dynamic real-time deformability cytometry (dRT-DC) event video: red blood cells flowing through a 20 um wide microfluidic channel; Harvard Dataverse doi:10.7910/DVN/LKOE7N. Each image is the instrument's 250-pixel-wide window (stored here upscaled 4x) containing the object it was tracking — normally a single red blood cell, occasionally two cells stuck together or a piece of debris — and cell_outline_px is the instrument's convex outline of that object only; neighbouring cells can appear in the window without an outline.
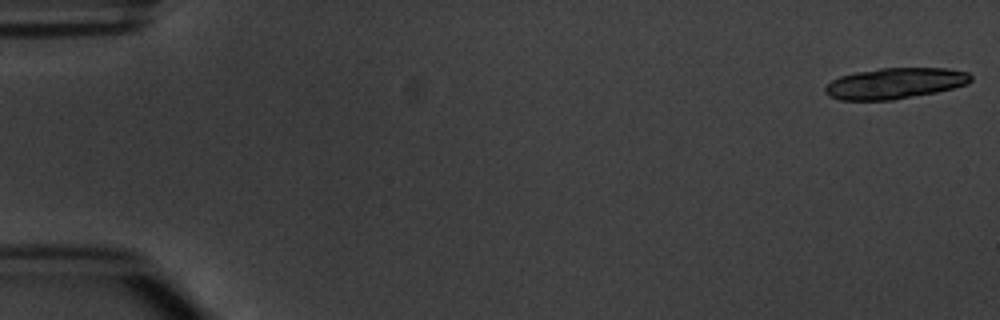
{"species": "common noctule bat (a hibernating species)", "species_latin": "Nyctalus noctula", "temperature_condition": "warm", "stored_images_in_passage": 5, "camera_frame_rate_fps": 3000, "um_per_image_px": 0.085, "animal": {"sex": "male", "body_mass_g": 20.1, "forearm_length_mm": 53.5}, "frame": {"image": 1, "passage_image": 1, "time_ms": 0.0, "image_size_px": [1000, 320], "cell_outline_px": [[972, 80], [968, 84], [936, 92], [892, 100], [840, 100], [828, 96], [824, 92], [824, 88], [832, 80], [840, 76], [856, 72], [880, 68], [948, 68], [968, 72], [972, 76]], "centroid_in_image_um": [76.07, 7.08], "position_along_channel_um": 8.9, "area_um2": 26.3}}